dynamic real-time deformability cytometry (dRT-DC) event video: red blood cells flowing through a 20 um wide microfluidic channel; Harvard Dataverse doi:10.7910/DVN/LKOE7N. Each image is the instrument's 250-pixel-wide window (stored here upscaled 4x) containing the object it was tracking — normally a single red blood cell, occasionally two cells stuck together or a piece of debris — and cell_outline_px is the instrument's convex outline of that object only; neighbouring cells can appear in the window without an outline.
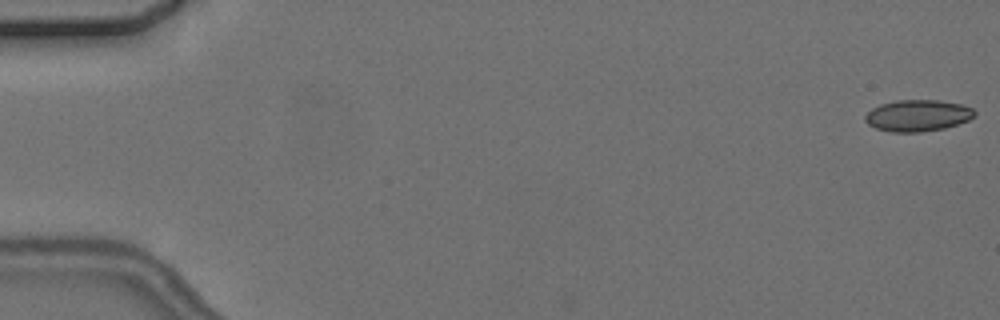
{"species": "common noctule bat (a hibernating species)", "species_latin": "Nyctalus noctula", "temperature_condition": "cold", "stored_images_in_passage": 4, "camera_frame_rate_fps": 3000, "um_per_image_px": 0.085, "animal": {"sex": "female", "body_mass_g": 24.6, "forearm_length_mm": 56.2}, "frame": {"image": 1, "passage_image": 1, "time_ms": 0.0, "image_size_px": [1000, 320], "cell_outline_px": [[976, 116], [968, 120], [944, 128], [920, 132], [892, 132], [876, 128], [868, 124], [864, 120], [864, 116], [872, 108], [880, 104], [896, 100], [936, 100], [960, 104], [972, 108], [976, 112]], "centroid_in_image_um": [77.99, 9.82], "position_along_channel_um": 7.0, "area_um2": 20.06}}